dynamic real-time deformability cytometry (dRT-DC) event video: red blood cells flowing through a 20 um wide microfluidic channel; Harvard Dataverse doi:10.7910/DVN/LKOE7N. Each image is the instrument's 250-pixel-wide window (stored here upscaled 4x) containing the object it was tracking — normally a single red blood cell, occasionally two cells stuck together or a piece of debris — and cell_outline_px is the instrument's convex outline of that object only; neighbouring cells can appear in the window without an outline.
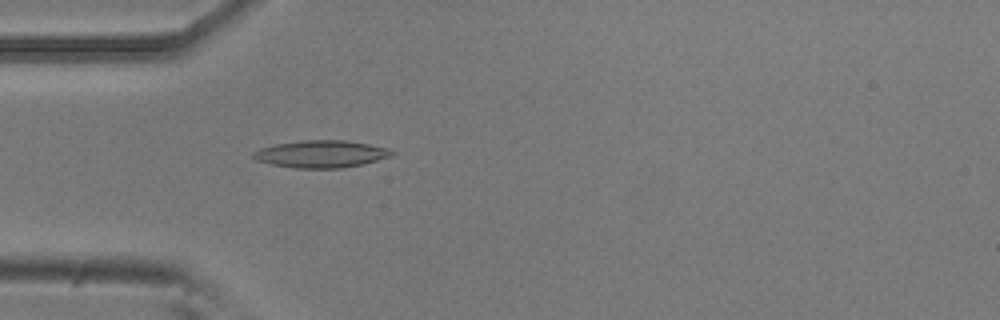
{"species": "common noctule bat (a hibernating species)", "species_latin": "Nyctalus noctula", "temperature_condition": "room temperature", "stored_images_in_passage": 53, "camera_frame_rate_fps": 3000, "um_per_image_px": 0.085, "animal": {"sex": "male", "body_mass_g": 20.5, "forearm_length_mm": 52.5}, "frame": {"image": 1, "passage_image": 15, "time_ms": 4.667, "image_size_px": [1000, 320], "cell_outline_px": [[396, 152], [392, 156], [364, 164], [340, 168], [296, 168], [272, 164], [256, 160], [252, 156], [252, 152], [260, 148], [276, 144], [300, 140], [344, 140], [368, 144], [388, 148]], "centroid_in_image_um": [27.31, 13.09], "position_along_channel_um": 57.7, "area_um2": 22.02}}
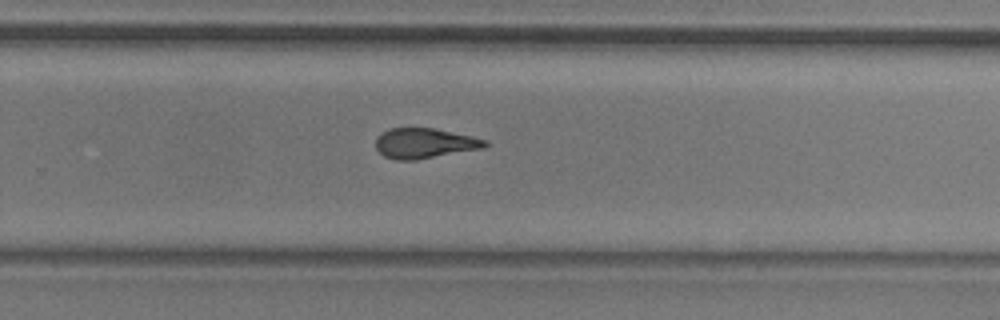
{"frame": {"image": 2, "passage_image": 34, "time_ms": 11.0, "image_size_px": [1000, 320], "cell_outline_px": [[488, 144], [484, 148], [416, 160], [396, 160], [384, 156], [376, 148], [376, 136], [380, 132], [388, 128], [432, 128], [472, 136], [488, 140]], "centroid_in_image_um": [36.07, 12.17], "position_along_channel_um": 293.7, "area_um2": 19.31}}
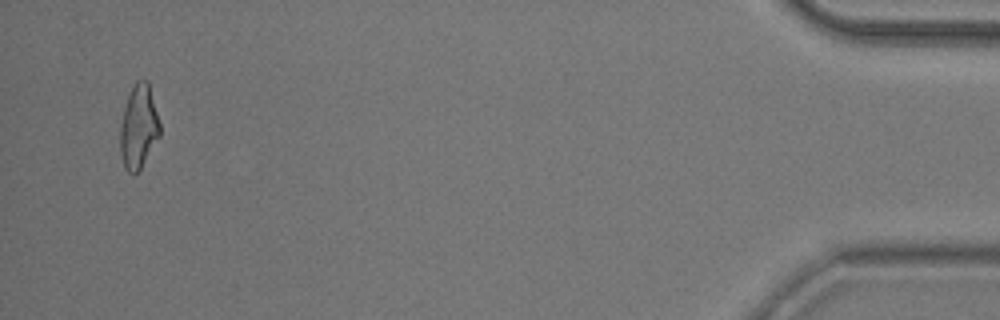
{"frame": {"image": 3, "passage_image": 51, "time_ms": 16.667, "image_size_px": [1000, 320], "cell_outline_px": [[160, 136], [140, 168], [132, 176], [124, 168], [120, 152], [120, 124], [124, 108], [128, 96], [136, 80], [148, 80], [160, 124]], "centroid_in_image_um": [11.77, 10.79], "position_along_channel_um": 423.4, "area_um2": 19.31}, "authors_computed_cell_mechanics": {"area_um2": 19.8832, "velocity_mm_per_s": 3.764, "shape_relaxation_time_tau1_ms": 7.025, "shape_relaxation_time_tau2_ms": 3.0495, "deformation_change_tau1": 0.2006, "deformation_change_tau2": 0.1173}}